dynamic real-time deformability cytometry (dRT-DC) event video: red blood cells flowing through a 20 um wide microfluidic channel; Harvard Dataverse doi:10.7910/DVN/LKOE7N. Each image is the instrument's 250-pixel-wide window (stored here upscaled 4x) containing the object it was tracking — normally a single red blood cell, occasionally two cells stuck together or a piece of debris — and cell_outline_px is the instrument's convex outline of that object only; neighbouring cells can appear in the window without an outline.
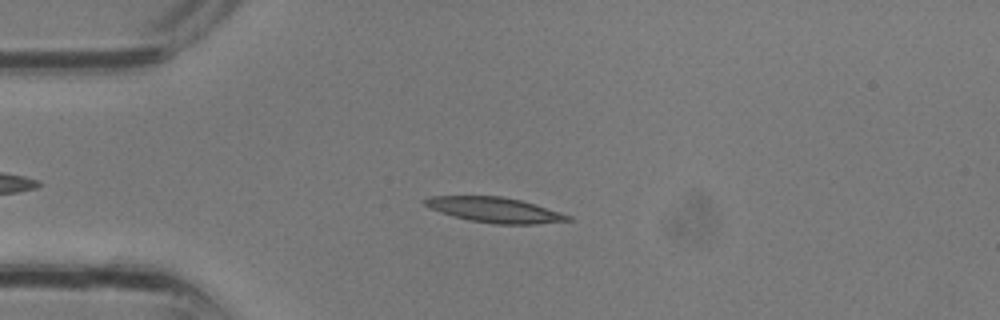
{"species": "common noctule bat (a hibernating species)", "species_latin": "Nyctalus noctula", "temperature_condition": "room temperature", "stored_images_in_passage": 31, "camera_frame_rate_fps": 3000, "um_per_image_px": 0.085, "animal": {"sex": "male", "body_mass_g": 13.3}, "frame": {"image": 1, "passage_image": 7, "time_ms": 2.0, "image_size_px": [1000, 320], "cell_outline_px": [[576, 220], [536, 224], [496, 224], [468, 220], [452, 216], [440, 212], [424, 204], [424, 200], [432, 196], [500, 196], [520, 200], [536, 204], [572, 216]], "centroid_in_image_um": [42.12, 17.85], "position_along_channel_um": 42.9, "area_um2": 20.98}}
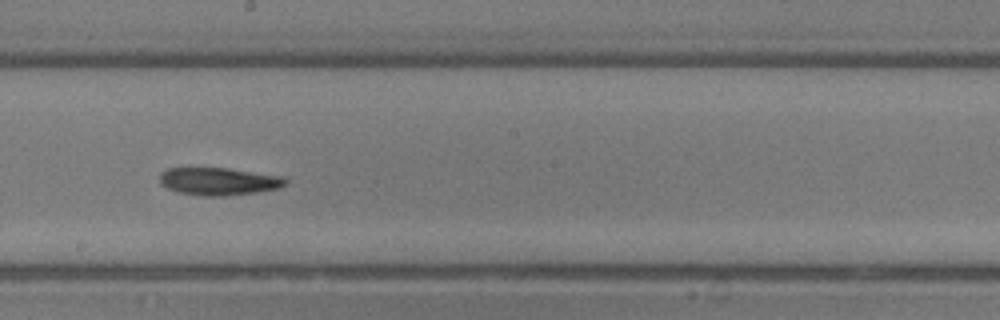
{"frame": {"image": 2, "passage_image": 17, "time_ms": 5.333, "image_size_px": [1000, 320], "cell_outline_px": [[288, 184], [280, 188], [256, 192], [224, 196], [204, 196], [176, 192], [160, 184], [160, 172], [168, 168], [228, 168], [284, 176], [288, 180]], "centroid_in_image_um": [18.62, 15.41], "position_along_channel_um": 229.6, "area_um2": 20.46}}
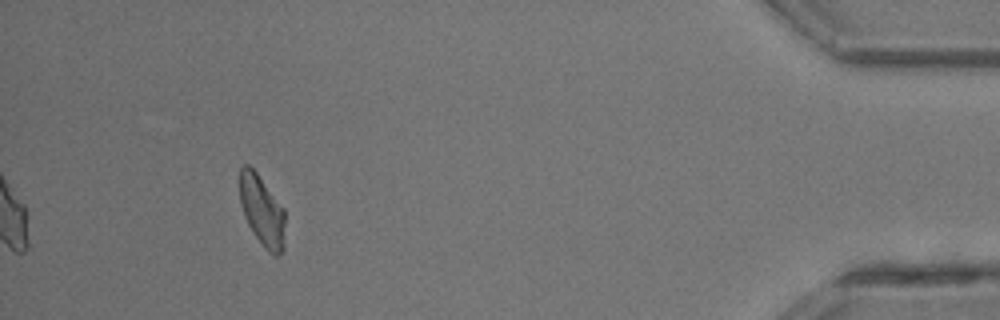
{"frame": {"image": 3, "passage_image": 29, "time_ms": 9.333, "image_size_px": [1000, 320], "cell_outline_px": [[284, 248], [276, 256], [268, 252], [264, 248], [252, 232], [244, 216], [240, 204], [240, 168], [244, 164], [248, 164], [256, 172], [284, 208]], "centroid_in_image_um": [22.26, 17.92], "position_along_channel_um": 412.9, "area_um2": 18.61}}